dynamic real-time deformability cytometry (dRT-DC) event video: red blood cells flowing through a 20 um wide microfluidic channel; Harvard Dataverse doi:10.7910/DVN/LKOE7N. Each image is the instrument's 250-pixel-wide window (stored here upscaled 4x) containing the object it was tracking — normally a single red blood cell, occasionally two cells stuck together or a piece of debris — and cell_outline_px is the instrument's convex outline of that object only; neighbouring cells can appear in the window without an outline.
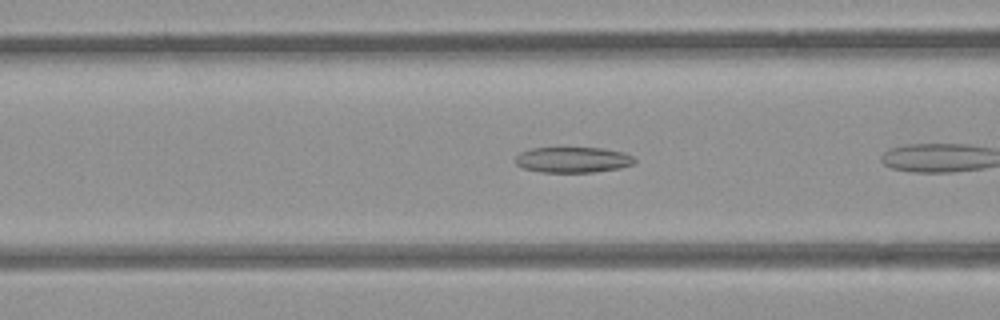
{"species": "common noctule bat (a hibernating species)", "species_latin": "Nyctalus noctula", "temperature_condition": "room temperature", "stored_images_in_passage": 7, "camera_frame_rate_fps": 3000, "um_per_image_px": 0.085, "animal": {"sex": "female", "body_mass_g": 21.9}, "frame": {"image": 1, "passage_image": 5, "time_ms": 1.333, "image_size_px": [1000, 320], "cell_outline_px": [[636, 160], [632, 164], [620, 168], [592, 172], [540, 172], [524, 168], [516, 164], [516, 156], [520, 152], [532, 148], [604, 148], [624, 152], [632, 156]], "centroid_in_image_um": [48.7, 13.58], "position_along_channel_um": 117.9, "area_um2": 17.74}}